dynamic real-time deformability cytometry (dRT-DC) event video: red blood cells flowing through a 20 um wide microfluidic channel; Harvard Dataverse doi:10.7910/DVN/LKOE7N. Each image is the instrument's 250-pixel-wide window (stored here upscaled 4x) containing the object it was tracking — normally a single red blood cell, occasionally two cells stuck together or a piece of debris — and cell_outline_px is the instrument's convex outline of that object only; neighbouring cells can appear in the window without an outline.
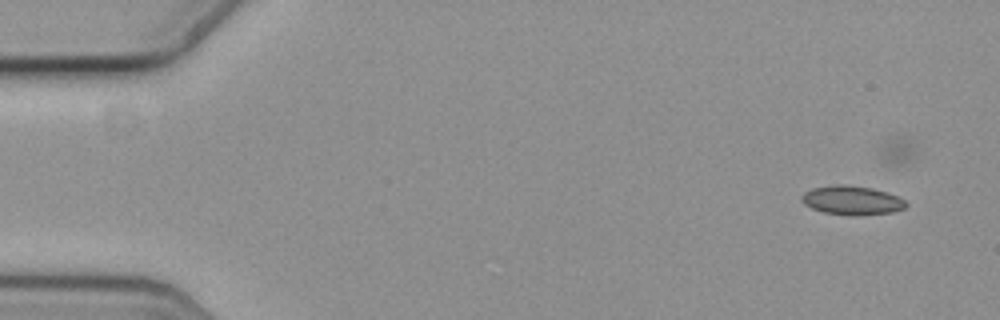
{"species": "common noctule bat (a hibernating species)", "species_latin": "Nyctalus noctula", "temperature_condition": "cold", "stored_images_in_passage": 16, "camera_frame_rate_fps": 3000, "um_per_image_px": 0.085, "animal": {"sex": "female", "body_mass_g": 19.3, "forearm_length_mm": 54.1}, "frame": {"image": 1, "passage_image": 4, "time_ms": 1.0, "image_size_px": [1000, 320], "cell_outline_px": [[908, 204], [904, 208], [892, 212], [856, 216], [852, 216], [824, 212], [812, 208], [804, 204], [800, 200], [800, 196], [804, 192], [812, 188], [840, 184], [872, 188], [896, 196], [904, 200]], "centroid_in_image_um": [72.37, 17.04], "position_along_channel_um": 12.6, "area_um2": 17.51}}